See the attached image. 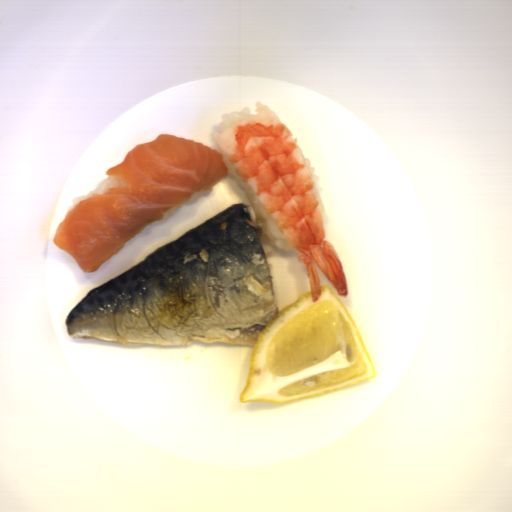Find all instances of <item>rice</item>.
Masks as SVG:
<instances>
[{"mask_svg":"<svg viewBox=\"0 0 512 512\" xmlns=\"http://www.w3.org/2000/svg\"><path fill=\"white\" fill-rule=\"evenodd\" d=\"M225 161L227 173L232 179V181L245 193L253 207L255 208L263 226L265 229V233L269 241L276 247L292 252H296L294 247L291 245L289 240L286 238L284 233L281 231L279 226L276 224L274 219L247 185V183L242 179V177L237 173V171L232 167V165L227 161V159L223 156Z\"/></svg>","mask_w":512,"mask_h":512,"instance_id":"1","label":"rice"},{"mask_svg":"<svg viewBox=\"0 0 512 512\" xmlns=\"http://www.w3.org/2000/svg\"><path fill=\"white\" fill-rule=\"evenodd\" d=\"M304 157H305V159H306V161L308 163V166H309V170H310V174H311V178H312V182H313V186H314V190H315V194H316V198H317V202H318V206H319L322 222L324 224L325 219H326V208H325V204H324V200H323L322 178L315 171V169H314L310 159L307 158L305 155H304Z\"/></svg>","mask_w":512,"mask_h":512,"instance_id":"2","label":"rice"},{"mask_svg":"<svg viewBox=\"0 0 512 512\" xmlns=\"http://www.w3.org/2000/svg\"><path fill=\"white\" fill-rule=\"evenodd\" d=\"M211 191H212V188L211 189H207V190H203L201 192H198L196 194H193L192 196H190L188 202L186 204H183V205H176L174 206L173 208H171L170 210L166 211L165 213H163V217L152 223V224H159V223H162V222H165L167 221L168 219H170L178 210L182 209L185 205H189V204H192V203H196L200 198L202 197H207L208 195L211 194ZM150 224V225H152Z\"/></svg>","mask_w":512,"mask_h":512,"instance_id":"3","label":"rice"},{"mask_svg":"<svg viewBox=\"0 0 512 512\" xmlns=\"http://www.w3.org/2000/svg\"><path fill=\"white\" fill-rule=\"evenodd\" d=\"M252 115L251 108L248 106L245 108H242L241 110H235L232 113L222 116L221 118V125L219 127L218 132L223 131L226 129L231 123H233L236 120H242L245 117Z\"/></svg>","mask_w":512,"mask_h":512,"instance_id":"4","label":"rice"},{"mask_svg":"<svg viewBox=\"0 0 512 512\" xmlns=\"http://www.w3.org/2000/svg\"><path fill=\"white\" fill-rule=\"evenodd\" d=\"M111 185V180H110V176L107 177L105 180H103L100 184H98L92 191H90L89 193L87 194H84V195H81V196H77V197H74L73 199V202H72V206H71V209L73 207H75L77 204H79L80 202H82L83 200L85 199H88L90 197H93L97 194H102L104 193L105 191H107L109 189Z\"/></svg>","mask_w":512,"mask_h":512,"instance_id":"5","label":"rice"}]
</instances>
